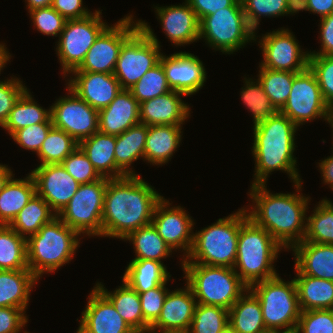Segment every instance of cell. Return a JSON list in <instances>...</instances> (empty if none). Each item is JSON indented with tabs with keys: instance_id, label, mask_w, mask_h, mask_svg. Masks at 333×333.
Instances as JSON below:
<instances>
[{
	"instance_id": "obj_41",
	"label": "cell",
	"mask_w": 333,
	"mask_h": 333,
	"mask_svg": "<svg viewBox=\"0 0 333 333\" xmlns=\"http://www.w3.org/2000/svg\"><path fill=\"white\" fill-rule=\"evenodd\" d=\"M258 67L257 79L260 81L270 102L280 111L289 98L293 79L297 73L267 69L260 65Z\"/></svg>"
},
{
	"instance_id": "obj_32",
	"label": "cell",
	"mask_w": 333,
	"mask_h": 333,
	"mask_svg": "<svg viewBox=\"0 0 333 333\" xmlns=\"http://www.w3.org/2000/svg\"><path fill=\"white\" fill-rule=\"evenodd\" d=\"M79 147L101 177L115 179L116 136L97 131L81 140Z\"/></svg>"
},
{
	"instance_id": "obj_43",
	"label": "cell",
	"mask_w": 333,
	"mask_h": 333,
	"mask_svg": "<svg viewBox=\"0 0 333 333\" xmlns=\"http://www.w3.org/2000/svg\"><path fill=\"white\" fill-rule=\"evenodd\" d=\"M79 143L63 130L53 127L37 153L40 165L61 164Z\"/></svg>"
},
{
	"instance_id": "obj_48",
	"label": "cell",
	"mask_w": 333,
	"mask_h": 333,
	"mask_svg": "<svg viewBox=\"0 0 333 333\" xmlns=\"http://www.w3.org/2000/svg\"><path fill=\"white\" fill-rule=\"evenodd\" d=\"M61 164L79 184L92 183L102 178L80 147L70 153Z\"/></svg>"
},
{
	"instance_id": "obj_56",
	"label": "cell",
	"mask_w": 333,
	"mask_h": 333,
	"mask_svg": "<svg viewBox=\"0 0 333 333\" xmlns=\"http://www.w3.org/2000/svg\"><path fill=\"white\" fill-rule=\"evenodd\" d=\"M51 7L66 20L83 19L94 13L83 6V0H53Z\"/></svg>"
},
{
	"instance_id": "obj_16",
	"label": "cell",
	"mask_w": 333,
	"mask_h": 333,
	"mask_svg": "<svg viewBox=\"0 0 333 333\" xmlns=\"http://www.w3.org/2000/svg\"><path fill=\"white\" fill-rule=\"evenodd\" d=\"M68 95L51 105L53 127L63 130L78 143L99 131L98 111L82 100L68 86Z\"/></svg>"
},
{
	"instance_id": "obj_53",
	"label": "cell",
	"mask_w": 333,
	"mask_h": 333,
	"mask_svg": "<svg viewBox=\"0 0 333 333\" xmlns=\"http://www.w3.org/2000/svg\"><path fill=\"white\" fill-rule=\"evenodd\" d=\"M165 284L149 289L145 292H138L140 296V304L145 322L151 327L160 316L162 306L169 289Z\"/></svg>"
},
{
	"instance_id": "obj_2",
	"label": "cell",
	"mask_w": 333,
	"mask_h": 333,
	"mask_svg": "<svg viewBox=\"0 0 333 333\" xmlns=\"http://www.w3.org/2000/svg\"><path fill=\"white\" fill-rule=\"evenodd\" d=\"M162 198L140 175L109 179L102 212V237L123 240L150 224L155 206Z\"/></svg>"
},
{
	"instance_id": "obj_25",
	"label": "cell",
	"mask_w": 333,
	"mask_h": 333,
	"mask_svg": "<svg viewBox=\"0 0 333 333\" xmlns=\"http://www.w3.org/2000/svg\"><path fill=\"white\" fill-rule=\"evenodd\" d=\"M99 131L118 136L140 123V104L130 90L121 89L115 99L98 111Z\"/></svg>"
},
{
	"instance_id": "obj_69",
	"label": "cell",
	"mask_w": 333,
	"mask_h": 333,
	"mask_svg": "<svg viewBox=\"0 0 333 333\" xmlns=\"http://www.w3.org/2000/svg\"><path fill=\"white\" fill-rule=\"evenodd\" d=\"M262 333H272V330H266L265 332Z\"/></svg>"
},
{
	"instance_id": "obj_22",
	"label": "cell",
	"mask_w": 333,
	"mask_h": 333,
	"mask_svg": "<svg viewBox=\"0 0 333 333\" xmlns=\"http://www.w3.org/2000/svg\"><path fill=\"white\" fill-rule=\"evenodd\" d=\"M166 38L176 47L199 41L200 20L184 0L182 4L154 6Z\"/></svg>"
},
{
	"instance_id": "obj_52",
	"label": "cell",
	"mask_w": 333,
	"mask_h": 333,
	"mask_svg": "<svg viewBox=\"0 0 333 333\" xmlns=\"http://www.w3.org/2000/svg\"><path fill=\"white\" fill-rule=\"evenodd\" d=\"M12 75L11 79L0 80V127H3L9 117L10 111L27 90L20 78Z\"/></svg>"
},
{
	"instance_id": "obj_3",
	"label": "cell",
	"mask_w": 333,
	"mask_h": 333,
	"mask_svg": "<svg viewBox=\"0 0 333 333\" xmlns=\"http://www.w3.org/2000/svg\"><path fill=\"white\" fill-rule=\"evenodd\" d=\"M252 156L255 171L252 185L267 184L269 175L274 171L288 174L293 183L302 181L297 168L296 134L298 127L278 111L264 122L253 126Z\"/></svg>"
},
{
	"instance_id": "obj_59",
	"label": "cell",
	"mask_w": 333,
	"mask_h": 333,
	"mask_svg": "<svg viewBox=\"0 0 333 333\" xmlns=\"http://www.w3.org/2000/svg\"><path fill=\"white\" fill-rule=\"evenodd\" d=\"M309 12L321 18L333 13V0H307Z\"/></svg>"
},
{
	"instance_id": "obj_10",
	"label": "cell",
	"mask_w": 333,
	"mask_h": 333,
	"mask_svg": "<svg viewBox=\"0 0 333 333\" xmlns=\"http://www.w3.org/2000/svg\"><path fill=\"white\" fill-rule=\"evenodd\" d=\"M222 54H234L255 41V31L248 25L243 7H226L200 21L199 40Z\"/></svg>"
},
{
	"instance_id": "obj_34",
	"label": "cell",
	"mask_w": 333,
	"mask_h": 333,
	"mask_svg": "<svg viewBox=\"0 0 333 333\" xmlns=\"http://www.w3.org/2000/svg\"><path fill=\"white\" fill-rule=\"evenodd\" d=\"M228 323L237 333H262L267 330L260 301L249 288L229 309Z\"/></svg>"
},
{
	"instance_id": "obj_8",
	"label": "cell",
	"mask_w": 333,
	"mask_h": 333,
	"mask_svg": "<svg viewBox=\"0 0 333 333\" xmlns=\"http://www.w3.org/2000/svg\"><path fill=\"white\" fill-rule=\"evenodd\" d=\"M138 22L139 28L121 46L113 73L121 89L129 90L162 55L161 43L149 23L142 19Z\"/></svg>"
},
{
	"instance_id": "obj_18",
	"label": "cell",
	"mask_w": 333,
	"mask_h": 333,
	"mask_svg": "<svg viewBox=\"0 0 333 333\" xmlns=\"http://www.w3.org/2000/svg\"><path fill=\"white\" fill-rule=\"evenodd\" d=\"M159 62L171 90L191 97L205 86L207 72L198 56L186 51L169 56L162 53Z\"/></svg>"
},
{
	"instance_id": "obj_19",
	"label": "cell",
	"mask_w": 333,
	"mask_h": 333,
	"mask_svg": "<svg viewBox=\"0 0 333 333\" xmlns=\"http://www.w3.org/2000/svg\"><path fill=\"white\" fill-rule=\"evenodd\" d=\"M30 173L35 181L36 193L58 215L77 192L80 184L65 170L62 164L37 166Z\"/></svg>"
},
{
	"instance_id": "obj_17",
	"label": "cell",
	"mask_w": 333,
	"mask_h": 333,
	"mask_svg": "<svg viewBox=\"0 0 333 333\" xmlns=\"http://www.w3.org/2000/svg\"><path fill=\"white\" fill-rule=\"evenodd\" d=\"M171 206L163 197L155 206L151 223L173 252L182 250L184 260L193 245L195 222L183 207Z\"/></svg>"
},
{
	"instance_id": "obj_20",
	"label": "cell",
	"mask_w": 333,
	"mask_h": 333,
	"mask_svg": "<svg viewBox=\"0 0 333 333\" xmlns=\"http://www.w3.org/2000/svg\"><path fill=\"white\" fill-rule=\"evenodd\" d=\"M76 333H128L129 324L116 311L113 304L95 287L87 297Z\"/></svg>"
},
{
	"instance_id": "obj_9",
	"label": "cell",
	"mask_w": 333,
	"mask_h": 333,
	"mask_svg": "<svg viewBox=\"0 0 333 333\" xmlns=\"http://www.w3.org/2000/svg\"><path fill=\"white\" fill-rule=\"evenodd\" d=\"M260 301L267 330H287L297 327L301 314L294 279L285 281L276 275L249 287Z\"/></svg>"
},
{
	"instance_id": "obj_51",
	"label": "cell",
	"mask_w": 333,
	"mask_h": 333,
	"mask_svg": "<svg viewBox=\"0 0 333 333\" xmlns=\"http://www.w3.org/2000/svg\"><path fill=\"white\" fill-rule=\"evenodd\" d=\"M52 128V122L34 124L15 131L10 137L20 148L37 154Z\"/></svg>"
},
{
	"instance_id": "obj_4",
	"label": "cell",
	"mask_w": 333,
	"mask_h": 333,
	"mask_svg": "<svg viewBox=\"0 0 333 333\" xmlns=\"http://www.w3.org/2000/svg\"><path fill=\"white\" fill-rule=\"evenodd\" d=\"M282 249L264 228L248 217L245 208H241V227L233 268L248 287L279 274L273 264Z\"/></svg>"
},
{
	"instance_id": "obj_26",
	"label": "cell",
	"mask_w": 333,
	"mask_h": 333,
	"mask_svg": "<svg viewBox=\"0 0 333 333\" xmlns=\"http://www.w3.org/2000/svg\"><path fill=\"white\" fill-rule=\"evenodd\" d=\"M291 250L294 252L296 275L333 281V244L302 241Z\"/></svg>"
},
{
	"instance_id": "obj_65",
	"label": "cell",
	"mask_w": 333,
	"mask_h": 333,
	"mask_svg": "<svg viewBox=\"0 0 333 333\" xmlns=\"http://www.w3.org/2000/svg\"><path fill=\"white\" fill-rule=\"evenodd\" d=\"M272 333H298L296 328L287 330H272Z\"/></svg>"
},
{
	"instance_id": "obj_14",
	"label": "cell",
	"mask_w": 333,
	"mask_h": 333,
	"mask_svg": "<svg viewBox=\"0 0 333 333\" xmlns=\"http://www.w3.org/2000/svg\"><path fill=\"white\" fill-rule=\"evenodd\" d=\"M128 14L98 36L81 65L73 71L113 74L123 43L139 28L138 19Z\"/></svg>"
},
{
	"instance_id": "obj_40",
	"label": "cell",
	"mask_w": 333,
	"mask_h": 333,
	"mask_svg": "<svg viewBox=\"0 0 333 333\" xmlns=\"http://www.w3.org/2000/svg\"><path fill=\"white\" fill-rule=\"evenodd\" d=\"M307 217L303 241L333 244V203L326 197L318 202Z\"/></svg>"
},
{
	"instance_id": "obj_29",
	"label": "cell",
	"mask_w": 333,
	"mask_h": 333,
	"mask_svg": "<svg viewBox=\"0 0 333 333\" xmlns=\"http://www.w3.org/2000/svg\"><path fill=\"white\" fill-rule=\"evenodd\" d=\"M39 279L29 270H0V307L29 306L31 291Z\"/></svg>"
},
{
	"instance_id": "obj_42",
	"label": "cell",
	"mask_w": 333,
	"mask_h": 333,
	"mask_svg": "<svg viewBox=\"0 0 333 333\" xmlns=\"http://www.w3.org/2000/svg\"><path fill=\"white\" fill-rule=\"evenodd\" d=\"M244 86L241 87L240 96L245 107L253 116V126L264 122L268 117L275 115L278 110L270 102L260 81L244 77Z\"/></svg>"
},
{
	"instance_id": "obj_30",
	"label": "cell",
	"mask_w": 333,
	"mask_h": 333,
	"mask_svg": "<svg viewBox=\"0 0 333 333\" xmlns=\"http://www.w3.org/2000/svg\"><path fill=\"white\" fill-rule=\"evenodd\" d=\"M35 193L36 185L30 173L23 179L13 176L0 192V225H9Z\"/></svg>"
},
{
	"instance_id": "obj_21",
	"label": "cell",
	"mask_w": 333,
	"mask_h": 333,
	"mask_svg": "<svg viewBox=\"0 0 333 333\" xmlns=\"http://www.w3.org/2000/svg\"><path fill=\"white\" fill-rule=\"evenodd\" d=\"M70 74L66 77V86L97 111L106 108L121 90L114 74L87 71Z\"/></svg>"
},
{
	"instance_id": "obj_33",
	"label": "cell",
	"mask_w": 333,
	"mask_h": 333,
	"mask_svg": "<svg viewBox=\"0 0 333 333\" xmlns=\"http://www.w3.org/2000/svg\"><path fill=\"white\" fill-rule=\"evenodd\" d=\"M171 276L163 262L132 259L125 269L122 280L137 292H145L171 281Z\"/></svg>"
},
{
	"instance_id": "obj_6",
	"label": "cell",
	"mask_w": 333,
	"mask_h": 333,
	"mask_svg": "<svg viewBox=\"0 0 333 333\" xmlns=\"http://www.w3.org/2000/svg\"><path fill=\"white\" fill-rule=\"evenodd\" d=\"M183 278L198 304L220 306L229 310L249 288L234 268L198 263H180Z\"/></svg>"
},
{
	"instance_id": "obj_23",
	"label": "cell",
	"mask_w": 333,
	"mask_h": 333,
	"mask_svg": "<svg viewBox=\"0 0 333 333\" xmlns=\"http://www.w3.org/2000/svg\"><path fill=\"white\" fill-rule=\"evenodd\" d=\"M184 286L167 293L160 316L150 327L154 332H188L197 301L190 286L186 282Z\"/></svg>"
},
{
	"instance_id": "obj_49",
	"label": "cell",
	"mask_w": 333,
	"mask_h": 333,
	"mask_svg": "<svg viewBox=\"0 0 333 333\" xmlns=\"http://www.w3.org/2000/svg\"><path fill=\"white\" fill-rule=\"evenodd\" d=\"M298 333H333V309L301 311Z\"/></svg>"
},
{
	"instance_id": "obj_67",
	"label": "cell",
	"mask_w": 333,
	"mask_h": 333,
	"mask_svg": "<svg viewBox=\"0 0 333 333\" xmlns=\"http://www.w3.org/2000/svg\"><path fill=\"white\" fill-rule=\"evenodd\" d=\"M329 125L331 126L330 128H332V132H333V107L331 108L330 111V121H329ZM333 135V134H332ZM333 143V142H332Z\"/></svg>"
},
{
	"instance_id": "obj_68",
	"label": "cell",
	"mask_w": 333,
	"mask_h": 333,
	"mask_svg": "<svg viewBox=\"0 0 333 333\" xmlns=\"http://www.w3.org/2000/svg\"><path fill=\"white\" fill-rule=\"evenodd\" d=\"M154 333H185V332H154Z\"/></svg>"
},
{
	"instance_id": "obj_7",
	"label": "cell",
	"mask_w": 333,
	"mask_h": 333,
	"mask_svg": "<svg viewBox=\"0 0 333 333\" xmlns=\"http://www.w3.org/2000/svg\"><path fill=\"white\" fill-rule=\"evenodd\" d=\"M241 208L215 223L196 230L189 255L181 263L233 268L237 257Z\"/></svg>"
},
{
	"instance_id": "obj_15",
	"label": "cell",
	"mask_w": 333,
	"mask_h": 333,
	"mask_svg": "<svg viewBox=\"0 0 333 333\" xmlns=\"http://www.w3.org/2000/svg\"><path fill=\"white\" fill-rule=\"evenodd\" d=\"M255 32V42H258L262 53L261 67L300 73L309 66V51L302 50L293 32L281 27L276 31L266 32L258 39ZM259 40V41H256Z\"/></svg>"
},
{
	"instance_id": "obj_55",
	"label": "cell",
	"mask_w": 333,
	"mask_h": 333,
	"mask_svg": "<svg viewBox=\"0 0 333 333\" xmlns=\"http://www.w3.org/2000/svg\"><path fill=\"white\" fill-rule=\"evenodd\" d=\"M201 21L205 16L226 7H243L241 0H185Z\"/></svg>"
},
{
	"instance_id": "obj_5",
	"label": "cell",
	"mask_w": 333,
	"mask_h": 333,
	"mask_svg": "<svg viewBox=\"0 0 333 333\" xmlns=\"http://www.w3.org/2000/svg\"><path fill=\"white\" fill-rule=\"evenodd\" d=\"M81 235L58 216L27 237V266L38 278L55 273L73 260Z\"/></svg>"
},
{
	"instance_id": "obj_54",
	"label": "cell",
	"mask_w": 333,
	"mask_h": 333,
	"mask_svg": "<svg viewBox=\"0 0 333 333\" xmlns=\"http://www.w3.org/2000/svg\"><path fill=\"white\" fill-rule=\"evenodd\" d=\"M27 317L21 308L0 307V333H20L27 326Z\"/></svg>"
},
{
	"instance_id": "obj_64",
	"label": "cell",
	"mask_w": 333,
	"mask_h": 333,
	"mask_svg": "<svg viewBox=\"0 0 333 333\" xmlns=\"http://www.w3.org/2000/svg\"><path fill=\"white\" fill-rule=\"evenodd\" d=\"M128 333H154V331L149 327V328H143V329H132Z\"/></svg>"
},
{
	"instance_id": "obj_35",
	"label": "cell",
	"mask_w": 333,
	"mask_h": 333,
	"mask_svg": "<svg viewBox=\"0 0 333 333\" xmlns=\"http://www.w3.org/2000/svg\"><path fill=\"white\" fill-rule=\"evenodd\" d=\"M295 276L301 311L333 309V281L307 275Z\"/></svg>"
},
{
	"instance_id": "obj_57",
	"label": "cell",
	"mask_w": 333,
	"mask_h": 333,
	"mask_svg": "<svg viewBox=\"0 0 333 333\" xmlns=\"http://www.w3.org/2000/svg\"><path fill=\"white\" fill-rule=\"evenodd\" d=\"M319 37L321 47L319 50L309 51L310 55H333V13L319 20Z\"/></svg>"
},
{
	"instance_id": "obj_39",
	"label": "cell",
	"mask_w": 333,
	"mask_h": 333,
	"mask_svg": "<svg viewBox=\"0 0 333 333\" xmlns=\"http://www.w3.org/2000/svg\"><path fill=\"white\" fill-rule=\"evenodd\" d=\"M29 269L27 240L9 225H0V270Z\"/></svg>"
},
{
	"instance_id": "obj_31",
	"label": "cell",
	"mask_w": 333,
	"mask_h": 333,
	"mask_svg": "<svg viewBox=\"0 0 333 333\" xmlns=\"http://www.w3.org/2000/svg\"><path fill=\"white\" fill-rule=\"evenodd\" d=\"M114 306L132 329L149 328L143 318L139 293L122 280L121 286L108 291L102 282L94 285Z\"/></svg>"
},
{
	"instance_id": "obj_11",
	"label": "cell",
	"mask_w": 333,
	"mask_h": 333,
	"mask_svg": "<svg viewBox=\"0 0 333 333\" xmlns=\"http://www.w3.org/2000/svg\"><path fill=\"white\" fill-rule=\"evenodd\" d=\"M108 180L102 177L92 183L80 184L69 203L57 215L81 237L102 238V212Z\"/></svg>"
},
{
	"instance_id": "obj_28",
	"label": "cell",
	"mask_w": 333,
	"mask_h": 333,
	"mask_svg": "<svg viewBox=\"0 0 333 333\" xmlns=\"http://www.w3.org/2000/svg\"><path fill=\"white\" fill-rule=\"evenodd\" d=\"M182 127L176 125L148 126L144 162L156 166L168 163L181 145Z\"/></svg>"
},
{
	"instance_id": "obj_47",
	"label": "cell",
	"mask_w": 333,
	"mask_h": 333,
	"mask_svg": "<svg viewBox=\"0 0 333 333\" xmlns=\"http://www.w3.org/2000/svg\"><path fill=\"white\" fill-rule=\"evenodd\" d=\"M310 70L315 74L325 103L333 107V55H309Z\"/></svg>"
},
{
	"instance_id": "obj_37",
	"label": "cell",
	"mask_w": 333,
	"mask_h": 333,
	"mask_svg": "<svg viewBox=\"0 0 333 333\" xmlns=\"http://www.w3.org/2000/svg\"><path fill=\"white\" fill-rule=\"evenodd\" d=\"M55 217H57V214L49 204L35 193L9 226L27 239L30 235L37 233L43 225L50 223Z\"/></svg>"
},
{
	"instance_id": "obj_24",
	"label": "cell",
	"mask_w": 333,
	"mask_h": 333,
	"mask_svg": "<svg viewBox=\"0 0 333 333\" xmlns=\"http://www.w3.org/2000/svg\"><path fill=\"white\" fill-rule=\"evenodd\" d=\"M184 96L186 95L172 90L140 103V123L147 126H183L191 114V107L182 100Z\"/></svg>"
},
{
	"instance_id": "obj_45",
	"label": "cell",
	"mask_w": 333,
	"mask_h": 333,
	"mask_svg": "<svg viewBox=\"0 0 333 333\" xmlns=\"http://www.w3.org/2000/svg\"><path fill=\"white\" fill-rule=\"evenodd\" d=\"M129 90L139 104L172 91L160 62L149 69Z\"/></svg>"
},
{
	"instance_id": "obj_46",
	"label": "cell",
	"mask_w": 333,
	"mask_h": 333,
	"mask_svg": "<svg viewBox=\"0 0 333 333\" xmlns=\"http://www.w3.org/2000/svg\"><path fill=\"white\" fill-rule=\"evenodd\" d=\"M248 25L256 32L261 18L286 15V0H241Z\"/></svg>"
},
{
	"instance_id": "obj_13",
	"label": "cell",
	"mask_w": 333,
	"mask_h": 333,
	"mask_svg": "<svg viewBox=\"0 0 333 333\" xmlns=\"http://www.w3.org/2000/svg\"><path fill=\"white\" fill-rule=\"evenodd\" d=\"M330 107L325 103L315 74L308 67L294 76L291 92L280 112L298 128L313 120L330 121Z\"/></svg>"
},
{
	"instance_id": "obj_50",
	"label": "cell",
	"mask_w": 333,
	"mask_h": 333,
	"mask_svg": "<svg viewBox=\"0 0 333 333\" xmlns=\"http://www.w3.org/2000/svg\"><path fill=\"white\" fill-rule=\"evenodd\" d=\"M28 13L35 29L47 36L59 37L67 21L51 6L33 9Z\"/></svg>"
},
{
	"instance_id": "obj_1",
	"label": "cell",
	"mask_w": 333,
	"mask_h": 333,
	"mask_svg": "<svg viewBox=\"0 0 333 333\" xmlns=\"http://www.w3.org/2000/svg\"><path fill=\"white\" fill-rule=\"evenodd\" d=\"M302 183H294V193H272L267 190V184L250 185L248 195L252 204L245 206L248 217L264 228L284 251L302 242L306 234L311 198L300 193Z\"/></svg>"
},
{
	"instance_id": "obj_63",
	"label": "cell",
	"mask_w": 333,
	"mask_h": 333,
	"mask_svg": "<svg viewBox=\"0 0 333 333\" xmlns=\"http://www.w3.org/2000/svg\"><path fill=\"white\" fill-rule=\"evenodd\" d=\"M7 45L5 43L0 42V74L3 69H5V66L8 62H11L10 59L12 58V55L7 50ZM1 76V75H0Z\"/></svg>"
},
{
	"instance_id": "obj_58",
	"label": "cell",
	"mask_w": 333,
	"mask_h": 333,
	"mask_svg": "<svg viewBox=\"0 0 333 333\" xmlns=\"http://www.w3.org/2000/svg\"><path fill=\"white\" fill-rule=\"evenodd\" d=\"M331 149H333V147ZM317 164L319 168L318 170H320L323 184L328 185L329 188L333 191V154L320 160V162Z\"/></svg>"
},
{
	"instance_id": "obj_36",
	"label": "cell",
	"mask_w": 333,
	"mask_h": 333,
	"mask_svg": "<svg viewBox=\"0 0 333 333\" xmlns=\"http://www.w3.org/2000/svg\"><path fill=\"white\" fill-rule=\"evenodd\" d=\"M44 122H52L51 107H41L28 88L13 106L2 129L11 136L21 128Z\"/></svg>"
},
{
	"instance_id": "obj_61",
	"label": "cell",
	"mask_w": 333,
	"mask_h": 333,
	"mask_svg": "<svg viewBox=\"0 0 333 333\" xmlns=\"http://www.w3.org/2000/svg\"><path fill=\"white\" fill-rule=\"evenodd\" d=\"M14 175L7 164L0 163V192Z\"/></svg>"
},
{
	"instance_id": "obj_60",
	"label": "cell",
	"mask_w": 333,
	"mask_h": 333,
	"mask_svg": "<svg viewBox=\"0 0 333 333\" xmlns=\"http://www.w3.org/2000/svg\"><path fill=\"white\" fill-rule=\"evenodd\" d=\"M309 11L307 0H286V16Z\"/></svg>"
},
{
	"instance_id": "obj_44",
	"label": "cell",
	"mask_w": 333,
	"mask_h": 333,
	"mask_svg": "<svg viewBox=\"0 0 333 333\" xmlns=\"http://www.w3.org/2000/svg\"><path fill=\"white\" fill-rule=\"evenodd\" d=\"M229 321V310L212 305H196L191 326L187 333H219Z\"/></svg>"
},
{
	"instance_id": "obj_12",
	"label": "cell",
	"mask_w": 333,
	"mask_h": 333,
	"mask_svg": "<svg viewBox=\"0 0 333 333\" xmlns=\"http://www.w3.org/2000/svg\"><path fill=\"white\" fill-rule=\"evenodd\" d=\"M101 15L102 10H95L86 18L66 21L55 48L64 78L81 65L98 36L109 26Z\"/></svg>"
},
{
	"instance_id": "obj_62",
	"label": "cell",
	"mask_w": 333,
	"mask_h": 333,
	"mask_svg": "<svg viewBox=\"0 0 333 333\" xmlns=\"http://www.w3.org/2000/svg\"><path fill=\"white\" fill-rule=\"evenodd\" d=\"M53 0H25L28 12L37 8H47L52 5Z\"/></svg>"
},
{
	"instance_id": "obj_27",
	"label": "cell",
	"mask_w": 333,
	"mask_h": 333,
	"mask_svg": "<svg viewBox=\"0 0 333 333\" xmlns=\"http://www.w3.org/2000/svg\"><path fill=\"white\" fill-rule=\"evenodd\" d=\"M147 133L148 126L139 123L116 136L115 179L127 175H139L135 173L132 164L141 158L144 161Z\"/></svg>"
},
{
	"instance_id": "obj_66",
	"label": "cell",
	"mask_w": 333,
	"mask_h": 333,
	"mask_svg": "<svg viewBox=\"0 0 333 333\" xmlns=\"http://www.w3.org/2000/svg\"><path fill=\"white\" fill-rule=\"evenodd\" d=\"M219 333H237L229 324Z\"/></svg>"
},
{
	"instance_id": "obj_38",
	"label": "cell",
	"mask_w": 333,
	"mask_h": 333,
	"mask_svg": "<svg viewBox=\"0 0 333 333\" xmlns=\"http://www.w3.org/2000/svg\"><path fill=\"white\" fill-rule=\"evenodd\" d=\"M123 240L133 244L134 259H150L162 262L163 259L171 257L170 255L173 254L172 249L158 234L152 223L131 232Z\"/></svg>"
}]
</instances>
